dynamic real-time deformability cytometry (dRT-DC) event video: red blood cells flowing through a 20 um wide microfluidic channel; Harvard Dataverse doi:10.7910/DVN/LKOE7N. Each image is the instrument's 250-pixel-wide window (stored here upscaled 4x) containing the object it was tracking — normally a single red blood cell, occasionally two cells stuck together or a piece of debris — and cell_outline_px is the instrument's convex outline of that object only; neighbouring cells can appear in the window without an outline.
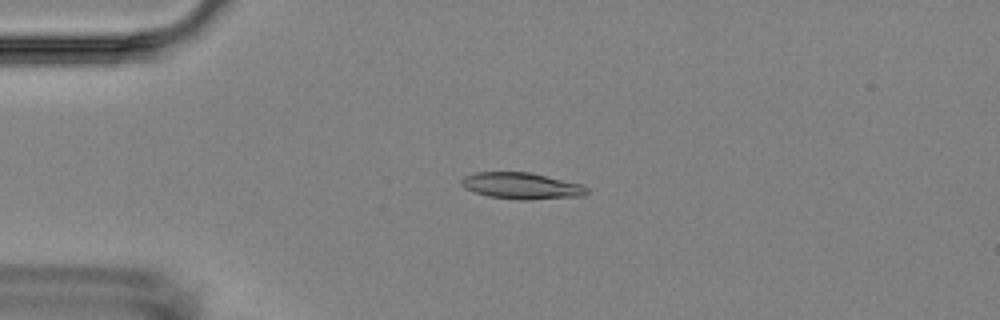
{"species": "Egyptian fruit bat (a non-hibernating species)", "species_latin": "Rousettus aegyptiacus", "temperature_condition": "room temperature", "stored_images_in_passage": 5, "camera_frame_rate_fps": 3000, "um_per_image_px": 0.085, "animal": {"sex": "female"}, "frame": {"image": 1, "passage_image": 3, "time_ms": 2.667, "image_size_px": [1000, 320], "cell_outline_px": [[588, 192], [584, 196], [528, 200], [520, 200], [488, 196], [464, 188], [460, 184], [460, 180], [464, 176], [476, 172], [528, 172], [584, 184], [588, 188]], "centroid_in_image_um": [44.35, 15.8], "position_along_channel_um": 40.6, "area_um2": 19.48}}